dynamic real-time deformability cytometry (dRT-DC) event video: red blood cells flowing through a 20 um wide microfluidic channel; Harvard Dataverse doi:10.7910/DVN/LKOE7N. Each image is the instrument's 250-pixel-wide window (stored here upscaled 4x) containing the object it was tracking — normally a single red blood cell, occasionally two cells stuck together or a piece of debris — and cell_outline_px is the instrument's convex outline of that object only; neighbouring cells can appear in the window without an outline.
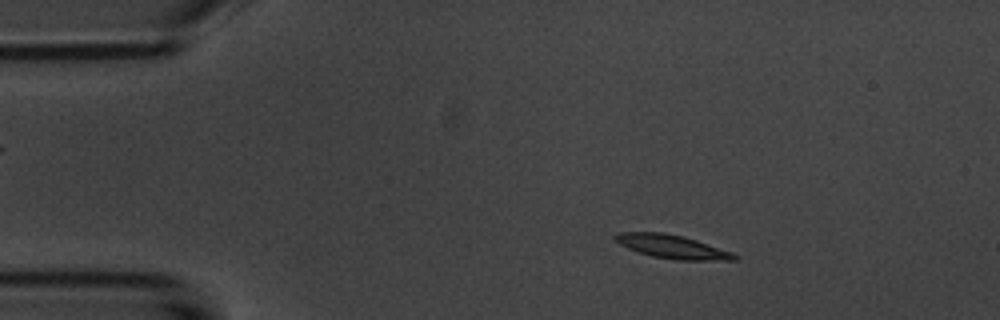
{"species": "common noctule bat (a hibernating species)", "species_latin": "Nyctalus noctula", "temperature_condition": "room temperature", "stored_images_in_passage": 48, "camera_frame_rate_fps": 3000, "um_per_image_px": 0.085, "animal": {"sex": "male", "body_mass_g": 20.1, "forearm_length_mm": 53.5}, "frame": {"image": 1, "passage_image": 3, "time_ms": 0.667, "image_size_px": [1000, 320], "cell_outline_px": [[740, 256], [736, 260], [676, 260], [652, 256], [628, 248], [620, 244], [612, 236], [616, 232], [664, 232], [684, 236], [732, 252]], "centroid_in_image_um": [57.14, 20.96], "position_along_channel_um": 27.9, "area_um2": 16.36}}
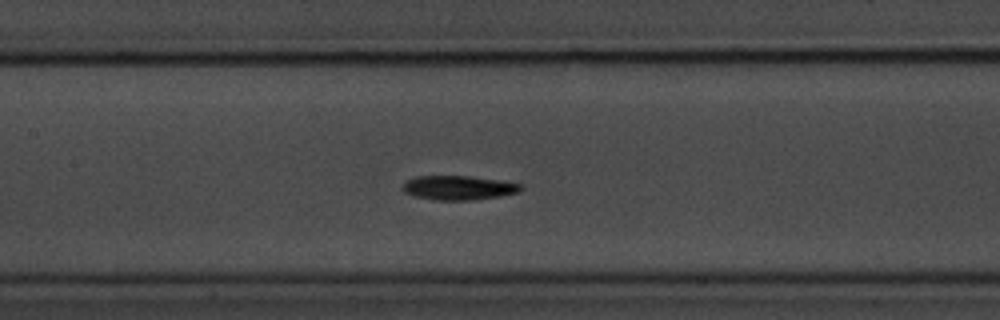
{"frame": {"image": 2, "passage_image": 19, "time_ms": 6.0, "image_size_px": [1000, 320], "cell_outline_px": [[524, 188], [520, 192], [500, 196], [472, 200], [436, 200], [412, 196], [404, 192], [404, 184], [408, 180], [416, 176], [468, 176], [496, 180], [520, 184]], "centroid_in_image_um": [38.97, 15.97], "position_along_channel_um": 168.4, "area_um2": 16.53}}
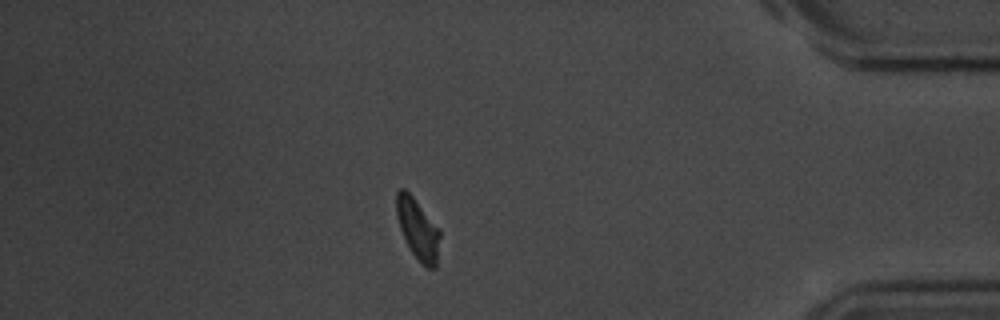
{"frame": {"image": 3, "passage_image": 41, "time_ms": 13.333, "image_size_px": [1000, 320], "cell_outline_px": [[440, 236], [436, 268], [428, 268], [412, 252], [400, 228], [396, 216], [396, 192], [400, 188], [404, 188], [412, 196], [440, 228]], "centroid_in_image_um": [35.52, 19.43], "position_along_channel_um": 399.7, "area_um2": 15.14}, "authors_computed_cell_mechanics": {"area_um2": 15.9817, "velocity_mm_per_s": 3.6821, "shape_relaxation_time_tau1_ms": 2.54, "shape_relaxation_time_tau2_ms": 5.7529, "deformation_change_tau1": 0.1374, "deformation_change_tau2": 0.0934}}